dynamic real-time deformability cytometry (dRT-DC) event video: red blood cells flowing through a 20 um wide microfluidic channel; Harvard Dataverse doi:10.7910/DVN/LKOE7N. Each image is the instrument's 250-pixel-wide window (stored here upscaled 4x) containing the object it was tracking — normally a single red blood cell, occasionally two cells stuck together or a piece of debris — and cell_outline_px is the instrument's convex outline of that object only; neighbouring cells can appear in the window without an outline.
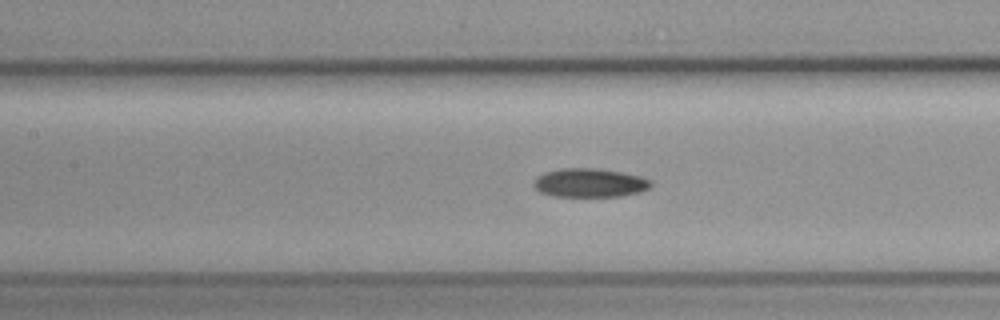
{"species": "common noctule bat (a hibernating species)", "species_latin": "Nyctalus noctula", "temperature_condition": "cold", "stored_images_in_passage": 34, "camera_frame_rate_fps": 3000, "um_per_image_px": 0.085, "animal": {"sex": "female", "body_mass_g": 19.3, "forearm_length_mm": 54.1}, "frame": {"image": 1, "passage_image": 24, "time_ms": 7.667, "image_size_px": [1000, 320], "cell_outline_px": [[652, 184], [648, 188], [640, 192], [620, 196], [552, 196], [540, 192], [532, 184], [536, 176], [544, 172], [560, 168], [596, 168], [620, 172], [640, 176], [652, 180]], "centroid_in_image_um": [50.09, 15.53], "position_along_channel_um": 157.3, "area_um2": 19.71}}
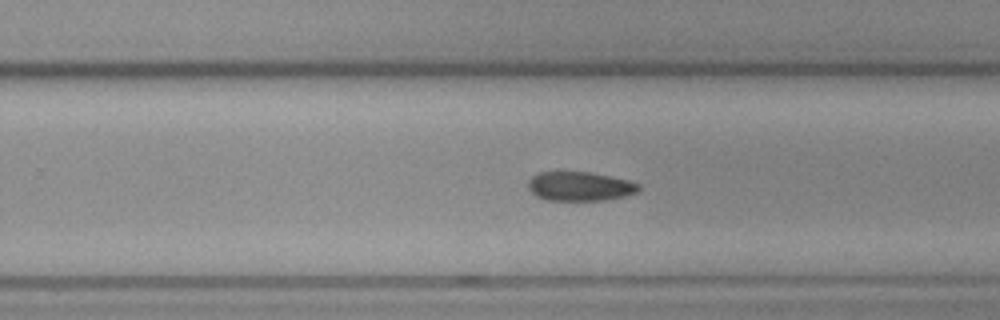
{"frame": {"image": 2, "passage_image": 34, "time_ms": 11.0, "image_size_px": [1000, 320], "cell_outline_px": [[640, 188], [636, 192], [624, 196], [604, 200], [548, 200], [536, 196], [528, 188], [528, 180], [532, 176], [540, 172], [588, 172], [628, 180], [640, 184]], "centroid_in_image_um": [49.27, 15.84], "position_along_channel_um": 280.5, "area_um2": 18.61}}